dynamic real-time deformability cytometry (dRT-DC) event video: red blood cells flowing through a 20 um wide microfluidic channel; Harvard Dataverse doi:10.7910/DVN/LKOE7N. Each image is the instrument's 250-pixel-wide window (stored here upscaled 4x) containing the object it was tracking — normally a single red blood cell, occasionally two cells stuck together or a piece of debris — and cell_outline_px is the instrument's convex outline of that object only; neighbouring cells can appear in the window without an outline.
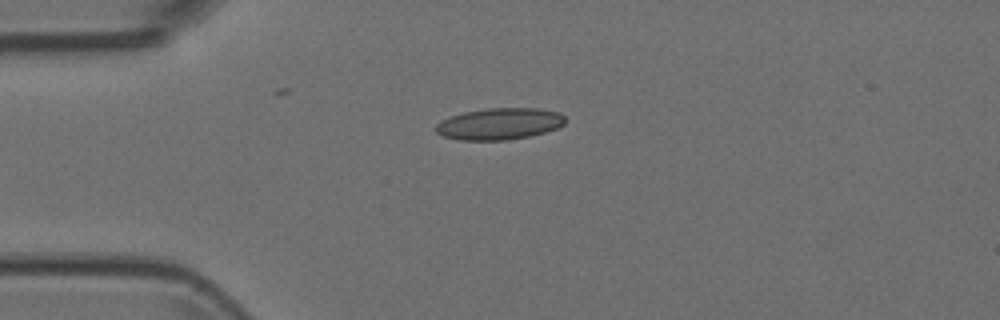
{"species": "Egyptian fruit bat (a non-hibernating species)", "species_latin": "Rousettus aegyptiacus", "temperature_condition": "room temperature", "stored_images_in_passage": 4, "camera_frame_rate_fps": 3000, "um_per_image_px": 0.085, "animal": {"sex": "female"}, "frame": {"image": 1, "passage_image": 4, "time_ms": 1.0, "image_size_px": [1000, 320], "cell_outline_px": [[564, 124], [556, 128], [544, 132], [528, 136], [508, 140], [460, 140], [444, 136], [436, 132], [436, 124], [440, 120], [464, 112], [488, 108], [536, 108], [560, 112], [564, 116]], "centroid_in_image_um": [42.44, 10.52], "position_along_channel_um": 42.6, "area_um2": 23.7}}